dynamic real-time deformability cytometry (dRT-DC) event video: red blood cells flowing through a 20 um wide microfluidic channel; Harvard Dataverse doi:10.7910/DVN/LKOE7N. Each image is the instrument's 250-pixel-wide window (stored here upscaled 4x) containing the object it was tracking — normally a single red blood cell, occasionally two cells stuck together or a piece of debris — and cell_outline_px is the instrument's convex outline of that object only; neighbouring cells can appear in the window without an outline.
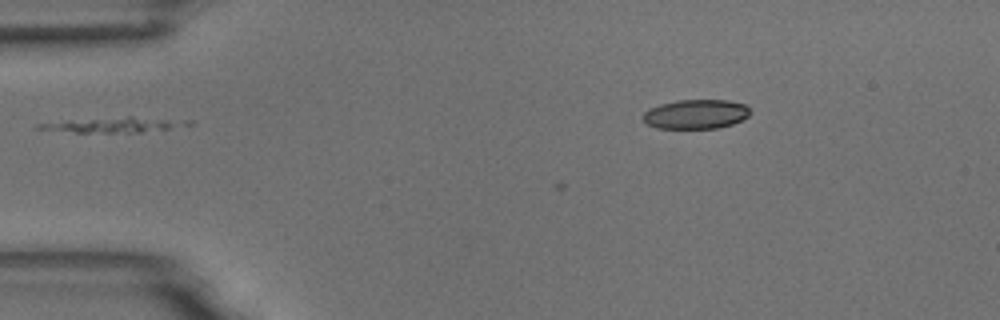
{"species": "common noctule bat (a hibernating species)", "species_latin": "Nyctalus noctula", "temperature_condition": "room temperature", "stored_images_in_passage": 3, "camera_frame_rate_fps": 3000, "um_per_image_px": 0.085, "animal": {"sex": "male", "body_mass_g": 18.8}, "frame": {"image": 1, "passage_image": 1, "time_ms": 0.0, "image_size_px": [1000, 320], "cell_outline_px": [[176, 124], [168, 128], [140, 132], [76, 132], [36, 128], [36, 124], [128, 116], [132, 116], [164, 120]], "centroid_in_image_um": [9.29, 10.63], "position_along_channel_um": 75.7, "area_um2": 11.21}}